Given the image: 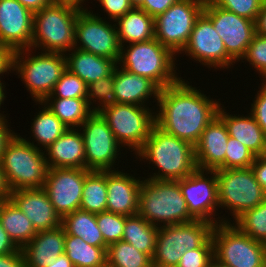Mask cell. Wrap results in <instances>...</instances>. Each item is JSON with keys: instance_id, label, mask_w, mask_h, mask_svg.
Segmentation results:
<instances>
[{"instance_id": "obj_12", "label": "cell", "mask_w": 266, "mask_h": 267, "mask_svg": "<svg viewBox=\"0 0 266 267\" xmlns=\"http://www.w3.org/2000/svg\"><path fill=\"white\" fill-rule=\"evenodd\" d=\"M206 0H179L154 18L155 39L175 55L187 45ZM177 53V54H176Z\"/></svg>"}, {"instance_id": "obj_1", "label": "cell", "mask_w": 266, "mask_h": 267, "mask_svg": "<svg viewBox=\"0 0 266 267\" xmlns=\"http://www.w3.org/2000/svg\"><path fill=\"white\" fill-rule=\"evenodd\" d=\"M184 80L181 78L177 83L160 89L155 125L195 146L204 129L218 115L222 104Z\"/></svg>"}, {"instance_id": "obj_59", "label": "cell", "mask_w": 266, "mask_h": 267, "mask_svg": "<svg viewBox=\"0 0 266 267\" xmlns=\"http://www.w3.org/2000/svg\"><path fill=\"white\" fill-rule=\"evenodd\" d=\"M129 1L134 8H138L143 3V0H129Z\"/></svg>"}, {"instance_id": "obj_37", "label": "cell", "mask_w": 266, "mask_h": 267, "mask_svg": "<svg viewBox=\"0 0 266 267\" xmlns=\"http://www.w3.org/2000/svg\"><path fill=\"white\" fill-rule=\"evenodd\" d=\"M242 232L255 241L266 244V199L233 221Z\"/></svg>"}, {"instance_id": "obj_8", "label": "cell", "mask_w": 266, "mask_h": 267, "mask_svg": "<svg viewBox=\"0 0 266 267\" xmlns=\"http://www.w3.org/2000/svg\"><path fill=\"white\" fill-rule=\"evenodd\" d=\"M213 227L202 220L159 227L153 267H176L185 251L201 248L211 238Z\"/></svg>"}, {"instance_id": "obj_23", "label": "cell", "mask_w": 266, "mask_h": 267, "mask_svg": "<svg viewBox=\"0 0 266 267\" xmlns=\"http://www.w3.org/2000/svg\"><path fill=\"white\" fill-rule=\"evenodd\" d=\"M44 152L49 168L85 169V146L79 128L66 130Z\"/></svg>"}, {"instance_id": "obj_44", "label": "cell", "mask_w": 266, "mask_h": 267, "mask_svg": "<svg viewBox=\"0 0 266 267\" xmlns=\"http://www.w3.org/2000/svg\"><path fill=\"white\" fill-rule=\"evenodd\" d=\"M213 258L214 245L210 238L201 248L185 251L176 267H209Z\"/></svg>"}, {"instance_id": "obj_15", "label": "cell", "mask_w": 266, "mask_h": 267, "mask_svg": "<svg viewBox=\"0 0 266 267\" xmlns=\"http://www.w3.org/2000/svg\"><path fill=\"white\" fill-rule=\"evenodd\" d=\"M81 126L79 130L85 146V169L116 170L114 164L122 146L116 141L107 121L100 113H93Z\"/></svg>"}, {"instance_id": "obj_22", "label": "cell", "mask_w": 266, "mask_h": 267, "mask_svg": "<svg viewBox=\"0 0 266 267\" xmlns=\"http://www.w3.org/2000/svg\"><path fill=\"white\" fill-rule=\"evenodd\" d=\"M141 181L118 169L106 171V211L123 216L138 214Z\"/></svg>"}, {"instance_id": "obj_45", "label": "cell", "mask_w": 266, "mask_h": 267, "mask_svg": "<svg viewBox=\"0 0 266 267\" xmlns=\"http://www.w3.org/2000/svg\"><path fill=\"white\" fill-rule=\"evenodd\" d=\"M261 86L251 104L250 113L266 135V84L263 82Z\"/></svg>"}, {"instance_id": "obj_40", "label": "cell", "mask_w": 266, "mask_h": 267, "mask_svg": "<svg viewBox=\"0 0 266 267\" xmlns=\"http://www.w3.org/2000/svg\"><path fill=\"white\" fill-rule=\"evenodd\" d=\"M126 217L108 211L96 214L98 228L107 247L122 240Z\"/></svg>"}, {"instance_id": "obj_9", "label": "cell", "mask_w": 266, "mask_h": 267, "mask_svg": "<svg viewBox=\"0 0 266 267\" xmlns=\"http://www.w3.org/2000/svg\"><path fill=\"white\" fill-rule=\"evenodd\" d=\"M214 258L229 267H266V244L255 241L235 224L221 222L211 233Z\"/></svg>"}, {"instance_id": "obj_39", "label": "cell", "mask_w": 266, "mask_h": 267, "mask_svg": "<svg viewBox=\"0 0 266 267\" xmlns=\"http://www.w3.org/2000/svg\"><path fill=\"white\" fill-rule=\"evenodd\" d=\"M87 88L83 80L66 69L47 98H87Z\"/></svg>"}, {"instance_id": "obj_25", "label": "cell", "mask_w": 266, "mask_h": 267, "mask_svg": "<svg viewBox=\"0 0 266 267\" xmlns=\"http://www.w3.org/2000/svg\"><path fill=\"white\" fill-rule=\"evenodd\" d=\"M114 92L117 97V104H133L147 107L146 101L149 103V98L152 96H155V101L158 100L160 88L149 78L136 75L116 66L114 70Z\"/></svg>"}, {"instance_id": "obj_10", "label": "cell", "mask_w": 266, "mask_h": 267, "mask_svg": "<svg viewBox=\"0 0 266 267\" xmlns=\"http://www.w3.org/2000/svg\"><path fill=\"white\" fill-rule=\"evenodd\" d=\"M215 171L218 180L219 208L228 209L234 220L266 199V191L256 180L251 167L215 169Z\"/></svg>"}, {"instance_id": "obj_32", "label": "cell", "mask_w": 266, "mask_h": 267, "mask_svg": "<svg viewBox=\"0 0 266 267\" xmlns=\"http://www.w3.org/2000/svg\"><path fill=\"white\" fill-rule=\"evenodd\" d=\"M158 230L139 214L127 216L122 241L153 258Z\"/></svg>"}, {"instance_id": "obj_53", "label": "cell", "mask_w": 266, "mask_h": 267, "mask_svg": "<svg viewBox=\"0 0 266 267\" xmlns=\"http://www.w3.org/2000/svg\"><path fill=\"white\" fill-rule=\"evenodd\" d=\"M254 23L255 33L257 35L266 36V1L262 4Z\"/></svg>"}, {"instance_id": "obj_11", "label": "cell", "mask_w": 266, "mask_h": 267, "mask_svg": "<svg viewBox=\"0 0 266 267\" xmlns=\"http://www.w3.org/2000/svg\"><path fill=\"white\" fill-rule=\"evenodd\" d=\"M150 109L149 106L118 103L105 108L100 114L107 121L116 141L136 153L155 125V112Z\"/></svg>"}, {"instance_id": "obj_35", "label": "cell", "mask_w": 266, "mask_h": 267, "mask_svg": "<svg viewBox=\"0 0 266 267\" xmlns=\"http://www.w3.org/2000/svg\"><path fill=\"white\" fill-rule=\"evenodd\" d=\"M106 171L91 170L85 177L80 209L98 214L106 211Z\"/></svg>"}, {"instance_id": "obj_21", "label": "cell", "mask_w": 266, "mask_h": 267, "mask_svg": "<svg viewBox=\"0 0 266 267\" xmlns=\"http://www.w3.org/2000/svg\"><path fill=\"white\" fill-rule=\"evenodd\" d=\"M229 139L223 119L217 115L204 129L194 146L197 169H225V155Z\"/></svg>"}, {"instance_id": "obj_38", "label": "cell", "mask_w": 266, "mask_h": 267, "mask_svg": "<svg viewBox=\"0 0 266 267\" xmlns=\"http://www.w3.org/2000/svg\"><path fill=\"white\" fill-rule=\"evenodd\" d=\"M87 101L93 109V113H100L105 108L117 104V97L114 92V72L110 76L100 78L88 85ZM94 101L99 102V106H91Z\"/></svg>"}, {"instance_id": "obj_3", "label": "cell", "mask_w": 266, "mask_h": 267, "mask_svg": "<svg viewBox=\"0 0 266 267\" xmlns=\"http://www.w3.org/2000/svg\"><path fill=\"white\" fill-rule=\"evenodd\" d=\"M135 154V158L139 157L140 161L149 160L158 168V172L148 175V179L178 181L197 169L194 146L165 133L156 125L152 127L148 139Z\"/></svg>"}, {"instance_id": "obj_13", "label": "cell", "mask_w": 266, "mask_h": 267, "mask_svg": "<svg viewBox=\"0 0 266 267\" xmlns=\"http://www.w3.org/2000/svg\"><path fill=\"white\" fill-rule=\"evenodd\" d=\"M90 11L83 8L78 14L74 48L113 59L118 63L121 44L115 23L112 25Z\"/></svg>"}, {"instance_id": "obj_14", "label": "cell", "mask_w": 266, "mask_h": 267, "mask_svg": "<svg viewBox=\"0 0 266 267\" xmlns=\"http://www.w3.org/2000/svg\"><path fill=\"white\" fill-rule=\"evenodd\" d=\"M178 183L189 214L194 220L206 221L213 225L221 222L228 223V221L230 223L229 219L224 218V220L221 216L215 218L219 207L218 180L215 170L196 169L189 176L178 180Z\"/></svg>"}, {"instance_id": "obj_19", "label": "cell", "mask_w": 266, "mask_h": 267, "mask_svg": "<svg viewBox=\"0 0 266 267\" xmlns=\"http://www.w3.org/2000/svg\"><path fill=\"white\" fill-rule=\"evenodd\" d=\"M34 13L18 0H0V44L12 52L30 48Z\"/></svg>"}, {"instance_id": "obj_17", "label": "cell", "mask_w": 266, "mask_h": 267, "mask_svg": "<svg viewBox=\"0 0 266 267\" xmlns=\"http://www.w3.org/2000/svg\"><path fill=\"white\" fill-rule=\"evenodd\" d=\"M184 52L189 58L209 68L226 69L235 64L211 20L203 12L197 18L187 45L180 54Z\"/></svg>"}, {"instance_id": "obj_6", "label": "cell", "mask_w": 266, "mask_h": 267, "mask_svg": "<svg viewBox=\"0 0 266 267\" xmlns=\"http://www.w3.org/2000/svg\"><path fill=\"white\" fill-rule=\"evenodd\" d=\"M45 152L15 133L7 142L0 164L11 191L43 188L49 171Z\"/></svg>"}, {"instance_id": "obj_34", "label": "cell", "mask_w": 266, "mask_h": 267, "mask_svg": "<svg viewBox=\"0 0 266 267\" xmlns=\"http://www.w3.org/2000/svg\"><path fill=\"white\" fill-rule=\"evenodd\" d=\"M106 249L86 243L65 232L64 253L74 267H101L106 264Z\"/></svg>"}, {"instance_id": "obj_52", "label": "cell", "mask_w": 266, "mask_h": 267, "mask_svg": "<svg viewBox=\"0 0 266 267\" xmlns=\"http://www.w3.org/2000/svg\"><path fill=\"white\" fill-rule=\"evenodd\" d=\"M19 248L13 243V241L9 238L7 232L2 227L0 221V255L14 253Z\"/></svg>"}, {"instance_id": "obj_48", "label": "cell", "mask_w": 266, "mask_h": 267, "mask_svg": "<svg viewBox=\"0 0 266 267\" xmlns=\"http://www.w3.org/2000/svg\"><path fill=\"white\" fill-rule=\"evenodd\" d=\"M251 169L254 172L256 180L266 191V155L256 156Z\"/></svg>"}, {"instance_id": "obj_16", "label": "cell", "mask_w": 266, "mask_h": 267, "mask_svg": "<svg viewBox=\"0 0 266 267\" xmlns=\"http://www.w3.org/2000/svg\"><path fill=\"white\" fill-rule=\"evenodd\" d=\"M203 13L222 38L227 54L235 62L240 61L256 34L254 21L220 8L210 0L205 1Z\"/></svg>"}, {"instance_id": "obj_4", "label": "cell", "mask_w": 266, "mask_h": 267, "mask_svg": "<svg viewBox=\"0 0 266 267\" xmlns=\"http://www.w3.org/2000/svg\"><path fill=\"white\" fill-rule=\"evenodd\" d=\"M144 179L139 193L140 216L158 228L194 221L178 181Z\"/></svg>"}, {"instance_id": "obj_24", "label": "cell", "mask_w": 266, "mask_h": 267, "mask_svg": "<svg viewBox=\"0 0 266 267\" xmlns=\"http://www.w3.org/2000/svg\"><path fill=\"white\" fill-rule=\"evenodd\" d=\"M65 229L58 228L37 232L21 250L26 267H45L64 253Z\"/></svg>"}, {"instance_id": "obj_2", "label": "cell", "mask_w": 266, "mask_h": 267, "mask_svg": "<svg viewBox=\"0 0 266 267\" xmlns=\"http://www.w3.org/2000/svg\"><path fill=\"white\" fill-rule=\"evenodd\" d=\"M82 7L83 3L76 0H53L35 12L30 48L62 54L72 50L76 20Z\"/></svg>"}, {"instance_id": "obj_27", "label": "cell", "mask_w": 266, "mask_h": 267, "mask_svg": "<svg viewBox=\"0 0 266 267\" xmlns=\"http://www.w3.org/2000/svg\"><path fill=\"white\" fill-rule=\"evenodd\" d=\"M69 52L71 54H67V52L64 54L66 69L77 75L87 85L100 78L110 76L118 65L113 59L101 57L77 48H73Z\"/></svg>"}, {"instance_id": "obj_31", "label": "cell", "mask_w": 266, "mask_h": 267, "mask_svg": "<svg viewBox=\"0 0 266 267\" xmlns=\"http://www.w3.org/2000/svg\"><path fill=\"white\" fill-rule=\"evenodd\" d=\"M62 226L68 235L81 237L90 245L107 248L103 235L98 228L96 214L77 209L62 218Z\"/></svg>"}, {"instance_id": "obj_33", "label": "cell", "mask_w": 266, "mask_h": 267, "mask_svg": "<svg viewBox=\"0 0 266 267\" xmlns=\"http://www.w3.org/2000/svg\"><path fill=\"white\" fill-rule=\"evenodd\" d=\"M39 104L44 107H42V110L38 111V115H35V118L32 119L33 123L31 124L32 136L34 138L33 141H37L39 145L34 144L33 141L31 142L30 140H26L27 138L23 139L37 148H44L46 150L66 130H68V128L45 106V104H43L42 102H39Z\"/></svg>"}, {"instance_id": "obj_58", "label": "cell", "mask_w": 266, "mask_h": 267, "mask_svg": "<svg viewBox=\"0 0 266 267\" xmlns=\"http://www.w3.org/2000/svg\"><path fill=\"white\" fill-rule=\"evenodd\" d=\"M209 267H229L227 265L222 264L217 259L213 258L209 264Z\"/></svg>"}, {"instance_id": "obj_36", "label": "cell", "mask_w": 266, "mask_h": 267, "mask_svg": "<svg viewBox=\"0 0 266 267\" xmlns=\"http://www.w3.org/2000/svg\"><path fill=\"white\" fill-rule=\"evenodd\" d=\"M106 264L111 267H153L149 255L122 240L107 247Z\"/></svg>"}, {"instance_id": "obj_29", "label": "cell", "mask_w": 266, "mask_h": 267, "mask_svg": "<svg viewBox=\"0 0 266 267\" xmlns=\"http://www.w3.org/2000/svg\"><path fill=\"white\" fill-rule=\"evenodd\" d=\"M0 221L9 238L20 249L37 234L31 221L11 199L1 202Z\"/></svg>"}, {"instance_id": "obj_55", "label": "cell", "mask_w": 266, "mask_h": 267, "mask_svg": "<svg viewBox=\"0 0 266 267\" xmlns=\"http://www.w3.org/2000/svg\"><path fill=\"white\" fill-rule=\"evenodd\" d=\"M11 189L0 164V201L10 199Z\"/></svg>"}, {"instance_id": "obj_18", "label": "cell", "mask_w": 266, "mask_h": 267, "mask_svg": "<svg viewBox=\"0 0 266 267\" xmlns=\"http://www.w3.org/2000/svg\"><path fill=\"white\" fill-rule=\"evenodd\" d=\"M90 171L80 168H49L43 189L61 218L80 209L85 177Z\"/></svg>"}, {"instance_id": "obj_50", "label": "cell", "mask_w": 266, "mask_h": 267, "mask_svg": "<svg viewBox=\"0 0 266 267\" xmlns=\"http://www.w3.org/2000/svg\"><path fill=\"white\" fill-rule=\"evenodd\" d=\"M4 112L3 111V114H0V159H1V156H2V153L4 151V148L7 144V142L14 136V132L8 128L10 127L8 121H7V117L4 115ZM9 125V126H8Z\"/></svg>"}, {"instance_id": "obj_60", "label": "cell", "mask_w": 266, "mask_h": 267, "mask_svg": "<svg viewBox=\"0 0 266 267\" xmlns=\"http://www.w3.org/2000/svg\"><path fill=\"white\" fill-rule=\"evenodd\" d=\"M101 267H111L110 265H107V264H105L104 266H101Z\"/></svg>"}, {"instance_id": "obj_30", "label": "cell", "mask_w": 266, "mask_h": 267, "mask_svg": "<svg viewBox=\"0 0 266 267\" xmlns=\"http://www.w3.org/2000/svg\"><path fill=\"white\" fill-rule=\"evenodd\" d=\"M42 103L68 129L79 128L93 114L87 98H46Z\"/></svg>"}, {"instance_id": "obj_42", "label": "cell", "mask_w": 266, "mask_h": 267, "mask_svg": "<svg viewBox=\"0 0 266 267\" xmlns=\"http://www.w3.org/2000/svg\"><path fill=\"white\" fill-rule=\"evenodd\" d=\"M216 6L238 16L255 21L262 4L266 0H210Z\"/></svg>"}, {"instance_id": "obj_43", "label": "cell", "mask_w": 266, "mask_h": 267, "mask_svg": "<svg viewBox=\"0 0 266 267\" xmlns=\"http://www.w3.org/2000/svg\"><path fill=\"white\" fill-rule=\"evenodd\" d=\"M241 60L248 61L264 81L266 79V36L255 34Z\"/></svg>"}, {"instance_id": "obj_47", "label": "cell", "mask_w": 266, "mask_h": 267, "mask_svg": "<svg viewBox=\"0 0 266 267\" xmlns=\"http://www.w3.org/2000/svg\"><path fill=\"white\" fill-rule=\"evenodd\" d=\"M178 1L179 0H143V3L138 8L155 18Z\"/></svg>"}, {"instance_id": "obj_61", "label": "cell", "mask_w": 266, "mask_h": 267, "mask_svg": "<svg viewBox=\"0 0 266 267\" xmlns=\"http://www.w3.org/2000/svg\"><path fill=\"white\" fill-rule=\"evenodd\" d=\"M76 1H79V2H82V3H84V1H85V0H76Z\"/></svg>"}, {"instance_id": "obj_20", "label": "cell", "mask_w": 266, "mask_h": 267, "mask_svg": "<svg viewBox=\"0 0 266 267\" xmlns=\"http://www.w3.org/2000/svg\"><path fill=\"white\" fill-rule=\"evenodd\" d=\"M10 199L31 221L36 232L51 230L62 225V218L55 211L43 188L11 191Z\"/></svg>"}, {"instance_id": "obj_7", "label": "cell", "mask_w": 266, "mask_h": 267, "mask_svg": "<svg viewBox=\"0 0 266 267\" xmlns=\"http://www.w3.org/2000/svg\"><path fill=\"white\" fill-rule=\"evenodd\" d=\"M32 53L31 48L13 52L12 71L19 74L33 101L39 103L52 93L56 82L66 70V60L62 53L42 51L34 56Z\"/></svg>"}, {"instance_id": "obj_46", "label": "cell", "mask_w": 266, "mask_h": 267, "mask_svg": "<svg viewBox=\"0 0 266 267\" xmlns=\"http://www.w3.org/2000/svg\"><path fill=\"white\" fill-rule=\"evenodd\" d=\"M100 2L104 12L108 13L111 21H116L118 18L125 15L134 7L129 0H97Z\"/></svg>"}, {"instance_id": "obj_49", "label": "cell", "mask_w": 266, "mask_h": 267, "mask_svg": "<svg viewBox=\"0 0 266 267\" xmlns=\"http://www.w3.org/2000/svg\"><path fill=\"white\" fill-rule=\"evenodd\" d=\"M0 267H26L22 250L19 248L14 253L0 255Z\"/></svg>"}, {"instance_id": "obj_41", "label": "cell", "mask_w": 266, "mask_h": 267, "mask_svg": "<svg viewBox=\"0 0 266 267\" xmlns=\"http://www.w3.org/2000/svg\"><path fill=\"white\" fill-rule=\"evenodd\" d=\"M225 155V169L250 168L256 155L241 142L229 136Z\"/></svg>"}, {"instance_id": "obj_51", "label": "cell", "mask_w": 266, "mask_h": 267, "mask_svg": "<svg viewBox=\"0 0 266 267\" xmlns=\"http://www.w3.org/2000/svg\"><path fill=\"white\" fill-rule=\"evenodd\" d=\"M12 57L13 52L0 44V77L5 73L12 71ZM9 71V72H8ZM2 78H0L1 81Z\"/></svg>"}, {"instance_id": "obj_54", "label": "cell", "mask_w": 266, "mask_h": 267, "mask_svg": "<svg viewBox=\"0 0 266 267\" xmlns=\"http://www.w3.org/2000/svg\"><path fill=\"white\" fill-rule=\"evenodd\" d=\"M24 7L32 11L33 13L41 10L53 0H18Z\"/></svg>"}, {"instance_id": "obj_56", "label": "cell", "mask_w": 266, "mask_h": 267, "mask_svg": "<svg viewBox=\"0 0 266 267\" xmlns=\"http://www.w3.org/2000/svg\"><path fill=\"white\" fill-rule=\"evenodd\" d=\"M45 267H74L70 259L66 256L65 253L61 254L56 258L54 262Z\"/></svg>"}, {"instance_id": "obj_28", "label": "cell", "mask_w": 266, "mask_h": 267, "mask_svg": "<svg viewBox=\"0 0 266 267\" xmlns=\"http://www.w3.org/2000/svg\"><path fill=\"white\" fill-rule=\"evenodd\" d=\"M115 22L121 46L155 38L154 17L144 10L133 8Z\"/></svg>"}, {"instance_id": "obj_57", "label": "cell", "mask_w": 266, "mask_h": 267, "mask_svg": "<svg viewBox=\"0 0 266 267\" xmlns=\"http://www.w3.org/2000/svg\"><path fill=\"white\" fill-rule=\"evenodd\" d=\"M5 85H4V83H2L1 81H0V108H1V106L3 105L2 103H4V100H5V98H6V95H5V93H4V91H5V87H4ZM1 114V113H0Z\"/></svg>"}, {"instance_id": "obj_26", "label": "cell", "mask_w": 266, "mask_h": 267, "mask_svg": "<svg viewBox=\"0 0 266 267\" xmlns=\"http://www.w3.org/2000/svg\"><path fill=\"white\" fill-rule=\"evenodd\" d=\"M224 106L219 107L218 115L223 119L230 137L241 142L256 156L266 155V135L249 112L247 116L225 112Z\"/></svg>"}, {"instance_id": "obj_5", "label": "cell", "mask_w": 266, "mask_h": 267, "mask_svg": "<svg viewBox=\"0 0 266 267\" xmlns=\"http://www.w3.org/2000/svg\"><path fill=\"white\" fill-rule=\"evenodd\" d=\"M126 46L127 49L124 45L121 46L117 63L122 69L149 78L160 89L181 79L176 72V55L155 38Z\"/></svg>"}]
</instances>
